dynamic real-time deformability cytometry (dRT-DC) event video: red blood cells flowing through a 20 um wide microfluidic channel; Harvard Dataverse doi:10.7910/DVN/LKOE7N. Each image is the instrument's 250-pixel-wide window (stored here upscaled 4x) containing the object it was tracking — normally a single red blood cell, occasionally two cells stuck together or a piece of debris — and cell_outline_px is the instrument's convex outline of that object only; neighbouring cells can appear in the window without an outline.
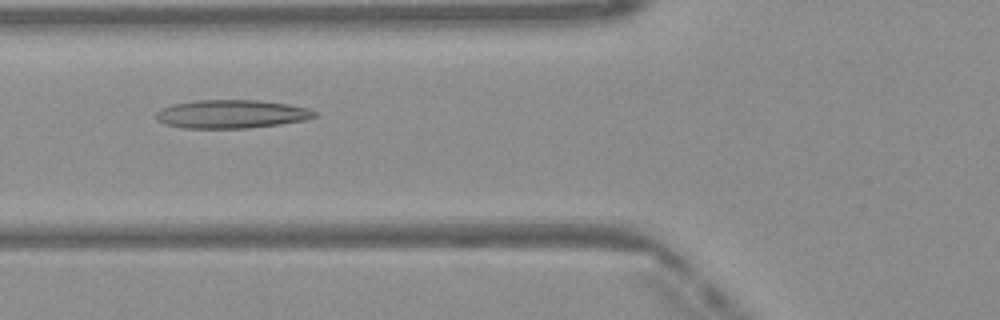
{"species": "Egyptian fruit bat (a non-hibernating species)", "species_latin": "Rousettus aegyptiacus", "temperature_condition": "warm", "stored_images_in_passage": 48, "camera_frame_rate_fps": 3000, "um_per_image_px": 0.085, "frame": {"image": 1, "passage_image": 18, "time_ms": 5.667, "image_size_px": [1000, 320], "cell_outline_px": [[320, 116], [304, 120], [280, 124], [248, 128], [184, 128], [164, 124], [156, 120], [156, 112], [160, 108], [172, 104], [196, 100], [256, 100], [288, 104], [308, 108], [316, 112]], "centroid_in_image_um": [19.66, 9.69], "position_along_channel_um": 106.1, "area_um2": 26.41}}
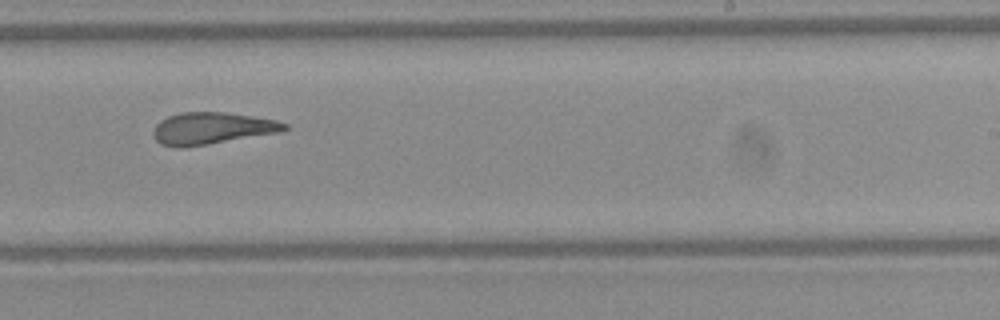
{"frame": {"image": 2, "passage_image": 30, "time_ms": 9.667, "image_size_px": [1000, 320], "cell_outline_px": [[288, 128], [280, 132], [184, 148], [176, 148], [160, 144], [156, 140], [152, 132], [156, 124], [160, 120], [168, 116], [180, 112], [224, 112], [252, 116], [276, 120], [288, 124]], "centroid_in_image_um": [17.97, 10.91], "position_along_channel_um": 271.0, "area_um2": 24.45}}
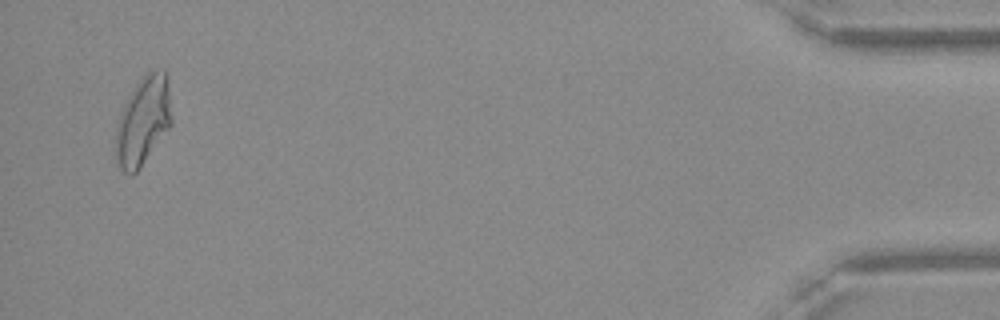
{"frame": {"image": 3, "passage_image": 47, "time_ms": 15.333, "image_size_px": [1000, 320], "cell_outline_px": [[172, 124], [140, 168], [132, 176], [124, 172], [116, 164], [116, 128], [120, 112], [124, 104], [136, 84], [148, 72], [164, 68], [168, 88], [172, 120]], "centroid_in_image_um": [12.15, 10.32], "position_along_channel_um": 423.1, "area_um2": 28.61}, "authors_computed_cell_mechanics": {"area_um2": 26.0389, "velocity_mm_per_s": 4.1115, "shape_relaxation_time_tau1_ms": null, "shape_relaxation_time_tau2_ms": 2.3036, "deformation_change_tau1": null, "deformation_change_tau2": 0.1307}}